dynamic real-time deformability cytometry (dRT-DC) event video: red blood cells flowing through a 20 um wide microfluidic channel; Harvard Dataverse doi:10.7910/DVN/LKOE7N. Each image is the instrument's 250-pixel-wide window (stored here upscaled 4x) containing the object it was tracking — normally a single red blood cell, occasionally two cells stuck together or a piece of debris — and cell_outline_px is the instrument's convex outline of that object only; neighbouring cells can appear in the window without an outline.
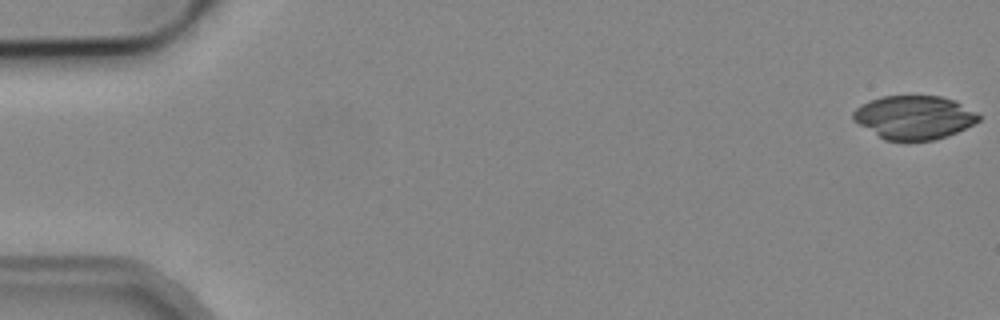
{"species": "common noctule bat (a hibernating species)", "species_latin": "Nyctalus noctula", "temperature_condition": "cold", "stored_images_in_passage": 5, "camera_frame_rate_fps": 3000, "um_per_image_px": 0.085, "animal": {"sex": "male", "body_mass_g": 19.2, "forearm_length_mm": 51.8}, "frame": {"image": 1, "passage_image": 1, "time_ms": 0.0, "image_size_px": [1000, 320], "cell_outline_px": [[980, 120], [948, 136], [936, 140], [884, 140], [852, 120], [852, 112], [860, 104], [868, 100], [884, 96], [940, 96], [956, 100], [976, 112], [980, 116]], "centroid_in_image_um": [77.67, 9.97], "position_along_channel_um": 7.3, "area_um2": 31.96}}